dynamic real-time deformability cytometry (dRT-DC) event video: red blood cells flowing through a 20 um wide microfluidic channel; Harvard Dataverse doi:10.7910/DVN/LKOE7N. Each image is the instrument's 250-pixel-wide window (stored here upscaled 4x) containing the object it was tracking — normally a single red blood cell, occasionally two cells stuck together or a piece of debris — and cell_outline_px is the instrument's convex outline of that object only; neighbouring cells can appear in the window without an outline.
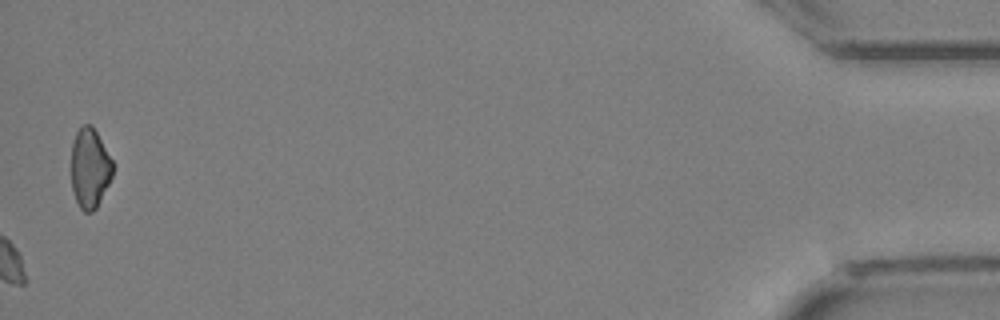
{"species": "Egyptian fruit bat (a non-hibernating species)", "species_latin": "Rousettus aegyptiacus", "temperature_condition": "cold", "stored_images_in_passage": 29, "camera_frame_rate_fps": 3000, "um_per_image_px": 0.085, "animal": {"sex": "female"}, "frame": {"image": 1, "passage_image": 29, "time_ms": 9.333, "image_size_px": [1000, 320], "cell_outline_px": [[112, 176], [96, 208], [92, 212], [84, 212], [80, 208], [72, 192], [72, 144], [76, 132], [84, 124], [92, 124], [112, 160]], "centroid_in_image_um": [7.62, 14.29], "position_along_channel_um": 427.6, "area_um2": 19.07}}